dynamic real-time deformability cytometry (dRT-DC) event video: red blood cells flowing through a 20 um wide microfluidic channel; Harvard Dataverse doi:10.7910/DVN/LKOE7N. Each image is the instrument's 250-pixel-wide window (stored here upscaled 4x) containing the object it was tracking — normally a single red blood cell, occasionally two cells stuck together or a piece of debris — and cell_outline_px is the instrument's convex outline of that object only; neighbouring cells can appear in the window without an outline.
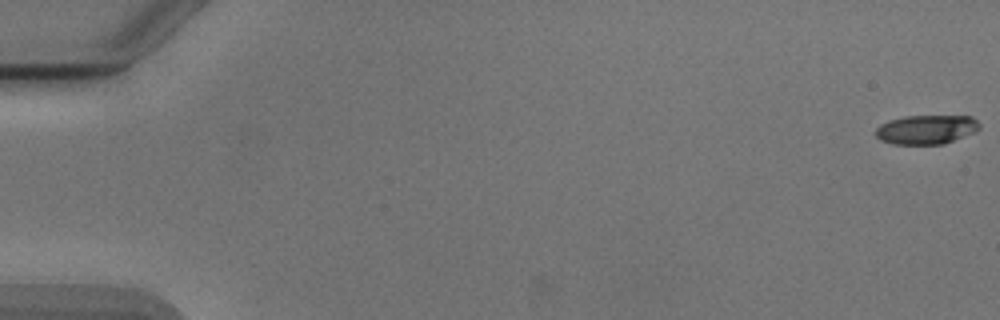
{"species": "Egyptian fruit bat (a non-hibernating species)", "species_latin": "Rousettus aegyptiacus", "temperature_condition": "cold", "stored_images_in_passage": 46, "camera_frame_rate_fps": 3000, "um_per_image_px": 0.085, "animal": {"sex": "male"}, "frame": {"image": 1, "passage_image": 1, "time_ms": 0.0, "image_size_px": [1000, 320], "cell_outline_px": [[980, 128], [976, 132], [944, 144], [892, 144], [880, 140], [876, 136], [876, 128], [880, 124], [888, 120], [908, 116], [972, 116], [980, 124]], "centroid_in_image_um": [78.75, 11.01], "position_along_channel_um": 6.3, "area_um2": 17.74}}
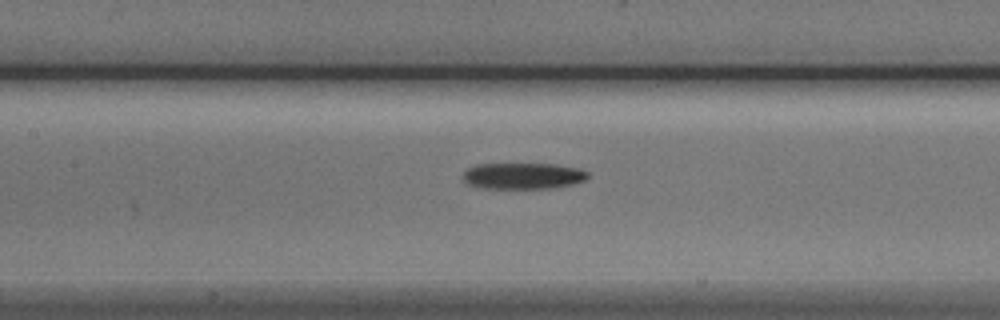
{"frame": {"image": 2, "passage_image": 26, "time_ms": 8.333, "image_size_px": [1000, 320], "cell_outline_px": [[588, 176], [584, 180], [572, 184], [552, 188], [480, 188], [468, 184], [460, 176], [468, 168], [476, 164], [552, 164], [576, 168], [588, 172]], "centroid_in_image_um": [44.39, 14.95], "position_along_channel_um": 163.0, "area_um2": 19.02}}
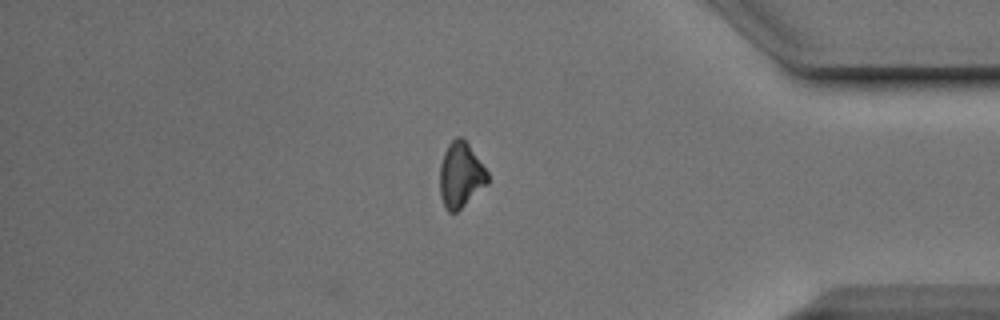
{"frame": {"image": 3, "passage_image": 46, "time_ms": 15.0, "image_size_px": [1000, 320], "cell_outline_px": [[488, 184], [456, 212], [448, 212], [444, 208], [440, 196], [440, 164], [444, 152], [448, 144], [456, 136], [460, 136], [468, 144], [488, 172]], "centroid_in_image_um": [39.14, 14.89], "position_along_channel_um": 396.1, "area_um2": 18.15}, "authors_computed_cell_mechanics": {"area_um2": 18.8139, "velocity_mm_per_s": 3.9004, "shape_relaxation_time_tau1_ms": 10.8556, "shape_relaxation_time_tau2_ms": null, "deformation_change_tau1": 0.2402, "deformation_change_tau2": null}}